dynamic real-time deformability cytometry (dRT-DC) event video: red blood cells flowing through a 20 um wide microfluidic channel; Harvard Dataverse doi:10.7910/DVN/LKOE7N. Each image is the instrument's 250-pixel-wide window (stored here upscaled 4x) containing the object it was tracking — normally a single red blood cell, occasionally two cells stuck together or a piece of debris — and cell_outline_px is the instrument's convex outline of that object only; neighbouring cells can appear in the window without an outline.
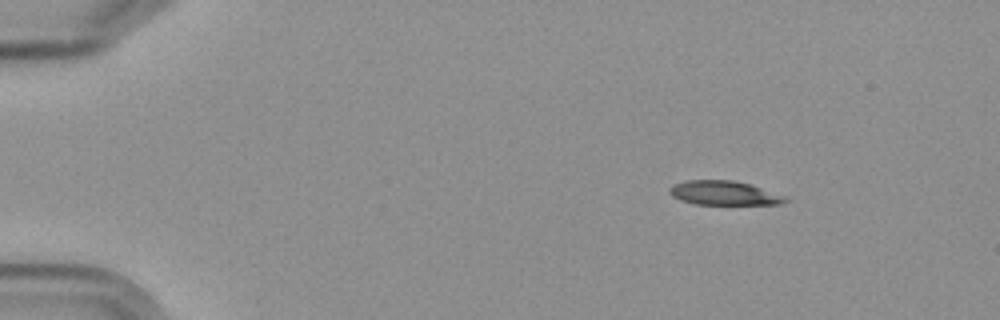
{"species": "Egyptian fruit bat (a non-hibernating species)", "species_latin": "Rousettus aegyptiacus", "temperature_condition": "cold", "stored_images_in_passage": 10, "camera_frame_rate_fps": 3000, "um_per_image_px": 0.085, "frame": {"image": 1, "passage_image": 1, "time_ms": 0.0, "image_size_px": [1000, 320], "cell_outline_px": [[792, 200], [780, 204], [696, 204], [680, 200], [672, 196], [668, 192], [668, 188], [676, 184], [688, 180], [732, 180], [748, 184], [784, 196]], "centroid_in_image_um": [61.52, 16.41], "position_along_channel_um": 23.5, "area_um2": 16.07}}
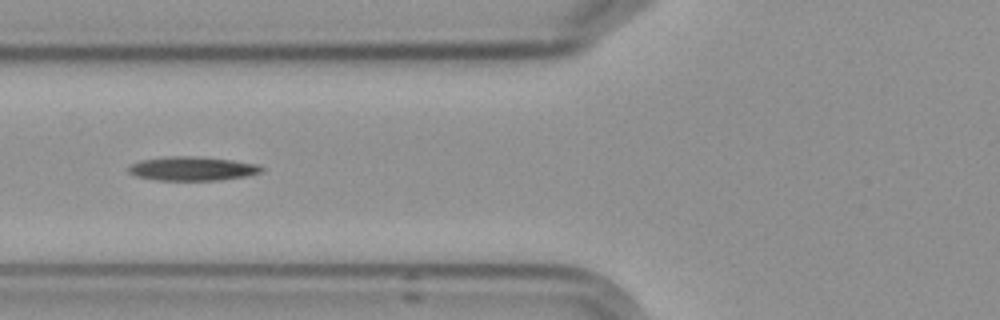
{"frame": {"image": 2, "passage_image": 5, "time_ms": 5.0, "image_size_px": [1000, 320], "cell_outline_px": [[264, 168], [260, 172], [244, 176], [220, 180], [160, 180], [136, 176], [128, 172], [128, 168], [132, 164], [140, 160], [172, 156], [192, 156], [232, 160], [256, 164]], "centroid_in_image_um": [16.32, 14.33], "position_along_channel_um": 109.5, "area_um2": 18.26}}
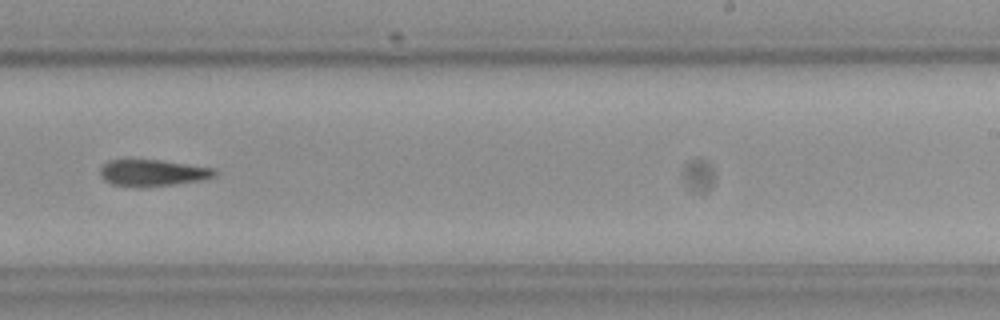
{"frame": {"image": 3, "passage_image": 9, "time_ms": 9.667, "image_size_px": [1000, 320], "cell_outline_px": [[216, 172], [212, 176], [204, 180], [176, 184], [112, 184], [104, 180], [100, 176], [100, 168], [108, 160], [156, 160], [212, 168]], "centroid_in_image_um": [12.95, 14.66], "position_along_channel_um": 276.0, "area_um2": 16.65}}